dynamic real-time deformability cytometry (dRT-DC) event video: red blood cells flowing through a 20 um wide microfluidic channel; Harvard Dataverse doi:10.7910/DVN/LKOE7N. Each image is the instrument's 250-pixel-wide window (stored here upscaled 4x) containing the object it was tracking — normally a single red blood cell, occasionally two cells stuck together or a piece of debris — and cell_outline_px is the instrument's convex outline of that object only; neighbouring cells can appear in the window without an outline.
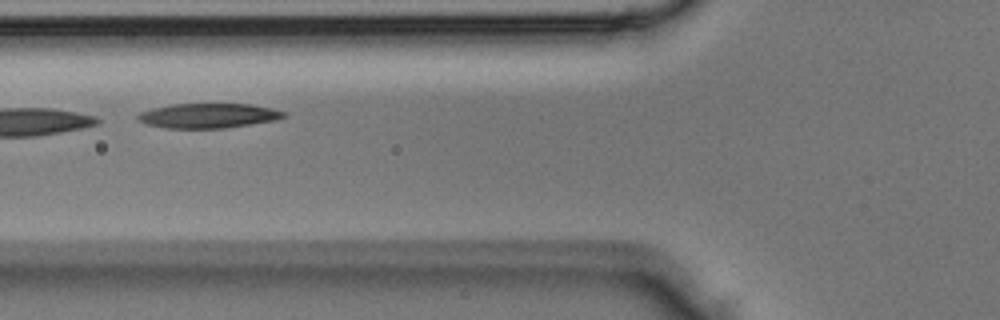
{"species": "Egyptian fruit bat (a non-hibernating species)", "species_latin": "Rousettus aegyptiacus", "temperature_condition": "room temperature", "stored_images_in_passage": 5, "camera_frame_rate_fps": 3000, "um_per_image_px": 0.085, "animal": {"sex": "male"}, "frame": {"image": 1, "passage_image": 5, "time_ms": 1.333, "image_size_px": [1000, 320], "cell_outline_px": [[288, 116], [276, 120], [224, 128], [168, 128], [148, 124], [136, 120], [136, 116], [140, 112], [152, 108], [172, 104], [252, 104], [272, 108], [284, 112]], "centroid_in_image_um": [17.7, 9.83], "position_along_channel_um": 108.1, "area_um2": 20.98}}